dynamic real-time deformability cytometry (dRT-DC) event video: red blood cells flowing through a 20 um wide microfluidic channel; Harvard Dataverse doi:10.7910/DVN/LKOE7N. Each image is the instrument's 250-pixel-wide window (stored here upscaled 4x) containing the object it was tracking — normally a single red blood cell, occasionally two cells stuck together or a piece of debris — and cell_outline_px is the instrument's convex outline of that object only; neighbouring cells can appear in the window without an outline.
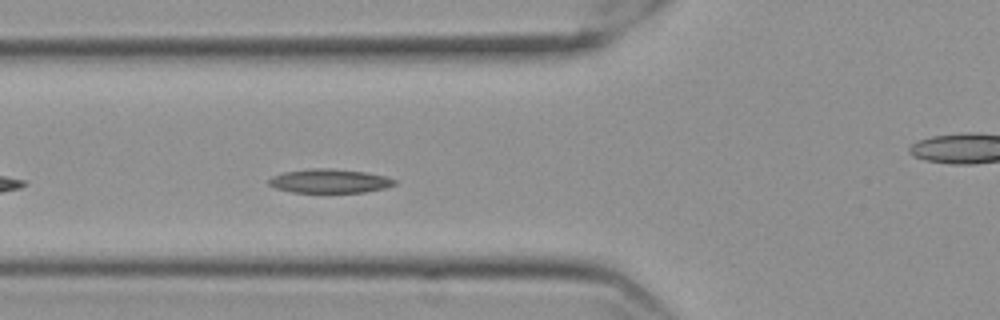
{"species": "Egyptian fruit bat (a non-hibernating species)", "species_latin": "Rousettus aegyptiacus", "temperature_condition": "cold", "stored_images_in_passage": 30, "camera_frame_rate_fps": 3000, "um_per_image_px": 0.085, "frame": {"image": 1, "passage_image": 6, "time_ms": 1.667, "image_size_px": [1000, 320], "cell_outline_px": [[396, 184], [384, 188], [364, 192], [292, 192], [276, 188], [268, 184], [268, 180], [272, 176], [284, 172], [312, 168], [332, 168], [364, 172], [388, 176], [396, 180]], "centroid_in_image_um": [28.02, 15.38], "position_along_channel_um": 97.8, "area_um2": 17.51}}
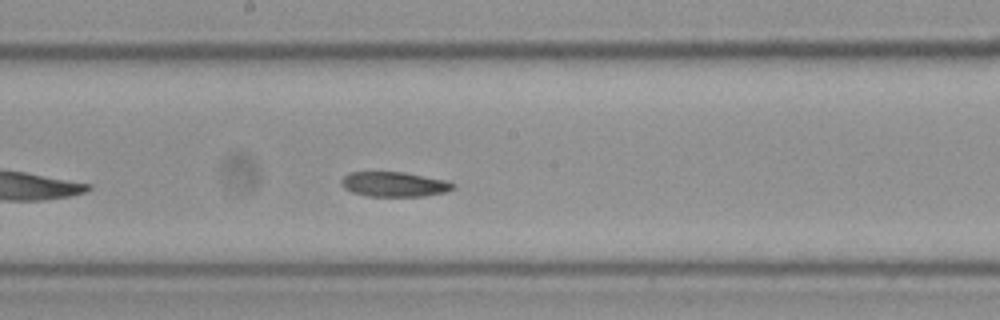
{"frame": {"image": 2, "passage_image": 16, "time_ms": 5.0, "image_size_px": [1000, 320], "cell_outline_px": [[456, 188], [444, 192], [424, 196], [368, 196], [352, 192], [344, 188], [340, 184], [340, 180], [348, 172], [404, 172], [448, 180], [456, 184]], "centroid_in_image_um": [33.52, 15.65], "position_along_channel_um": 214.7, "area_um2": 16.36}}
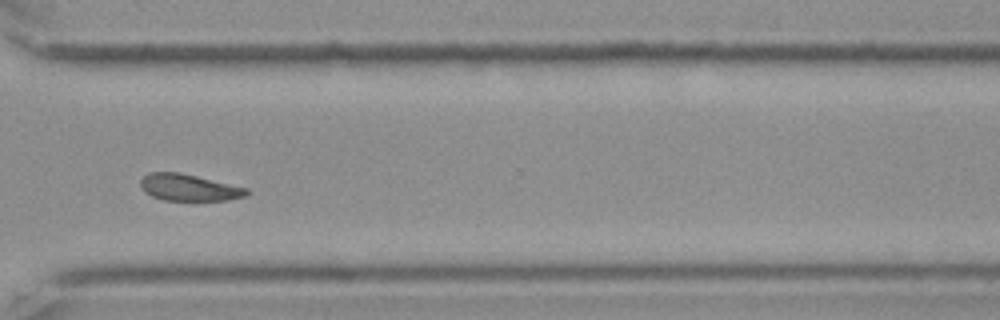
{"frame": {"image": 3, "passage_image": 28, "time_ms": 9.0, "image_size_px": [1000, 320], "cell_outline_px": [[248, 192], [244, 196], [228, 200], [164, 200], [152, 196], [144, 192], [140, 188], [140, 180], [148, 172], [180, 172], [248, 188]], "centroid_in_image_um": [16.01, 15.93], "position_along_channel_um": 354.6, "area_um2": 16.47}}